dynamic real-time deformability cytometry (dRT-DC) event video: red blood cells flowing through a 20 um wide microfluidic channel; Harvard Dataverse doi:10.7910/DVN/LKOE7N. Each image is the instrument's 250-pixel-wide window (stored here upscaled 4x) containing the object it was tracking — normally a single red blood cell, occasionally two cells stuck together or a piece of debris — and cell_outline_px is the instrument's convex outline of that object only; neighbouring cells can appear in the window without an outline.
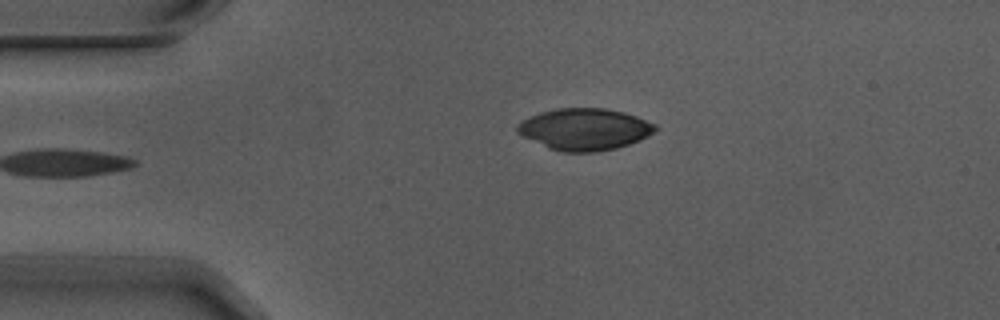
{"species": "Egyptian fruit bat (a non-hibernating species)", "species_latin": "Rousettus aegyptiacus", "temperature_condition": "warm", "stored_images_in_passage": 5, "camera_frame_rate_fps": 3000, "um_per_image_px": 0.085, "animal": {"sex": "male"}, "frame": {"image": 1, "passage_image": 5, "time_ms": 1.333, "image_size_px": [1000, 320], "cell_outline_px": [[660, 128], [648, 136], [640, 140], [616, 148], [596, 152], [564, 152], [548, 148], [516, 132], [516, 124], [540, 112], [556, 108], [604, 108], [624, 112], [636, 116], [656, 124]], "centroid_in_image_um": [49.72, 10.98], "position_along_channel_um": 35.3, "area_um2": 33.52}}